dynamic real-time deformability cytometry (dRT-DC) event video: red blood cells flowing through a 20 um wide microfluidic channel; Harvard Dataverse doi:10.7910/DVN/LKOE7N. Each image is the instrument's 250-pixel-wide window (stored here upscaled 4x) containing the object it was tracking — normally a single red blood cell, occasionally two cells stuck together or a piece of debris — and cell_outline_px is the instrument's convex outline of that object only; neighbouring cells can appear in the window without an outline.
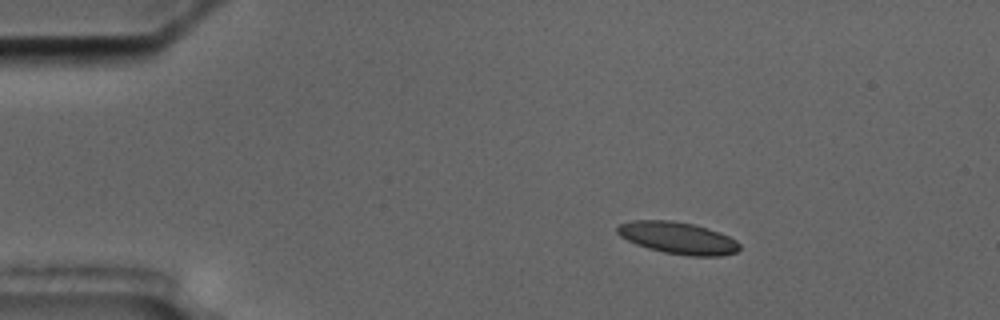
{"species": "common noctule bat (a hibernating species)", "species_latin": "Nyctalus noctula", "temperature_condition": "cold", "stored_images_in_passage": 4, "camera_frame_rate_fps": 3000, "um_per_image_px": 0.085, "animal": {"sex": "male", "body_mass_g": 17.5, "forearm_length_mm": 52.3}, "frame": {"image": 1, "passage_image": 1, "time_ms": 0.0, "image_size_px": [1000, 320], "cell_outline_px": [[740, 248], [736, 252], [720, 256], [688, 256], [664, 252], [648, 248], [636, 244], [620, 236], [616, 232], [616, 228], [620, 224], [632, 220], [672, 220], [692, 224], [720, 232], [736, 240], [740, 244]], "centroid_in_image_um": [57.61, 20.22], "position_along_channel_um": 27.4, "area_um2": 22.72}}
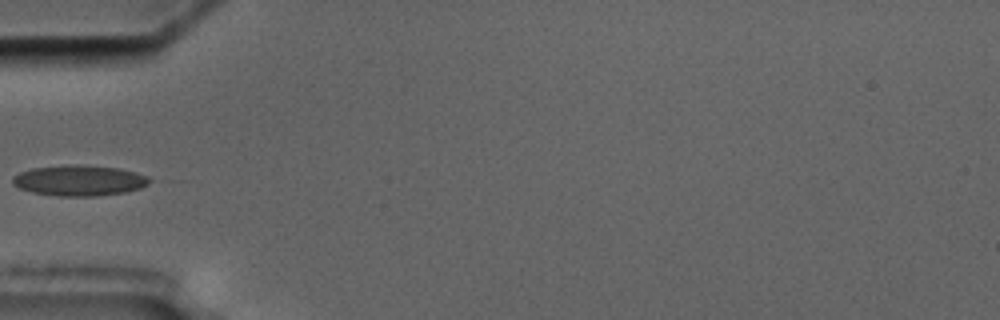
{"frame": {"image": 2, "passage_image": 4, "time_ms": 3.333, "image_size_px": [1000, 320], "cell_outline_px": [[156, 180], [140, 188], [128, 192], [96, 196], [56, 196], [32, 192], [20, 188], [12, 184], [12, 176], [20, 172], [32, 168], [76, 164], [116, 168], [136, 172], [148, 176]], "centroid_in_image_um": [6.77, 15.35], "position_along_channel_um": 78.2, "area_um2": 24.62}}